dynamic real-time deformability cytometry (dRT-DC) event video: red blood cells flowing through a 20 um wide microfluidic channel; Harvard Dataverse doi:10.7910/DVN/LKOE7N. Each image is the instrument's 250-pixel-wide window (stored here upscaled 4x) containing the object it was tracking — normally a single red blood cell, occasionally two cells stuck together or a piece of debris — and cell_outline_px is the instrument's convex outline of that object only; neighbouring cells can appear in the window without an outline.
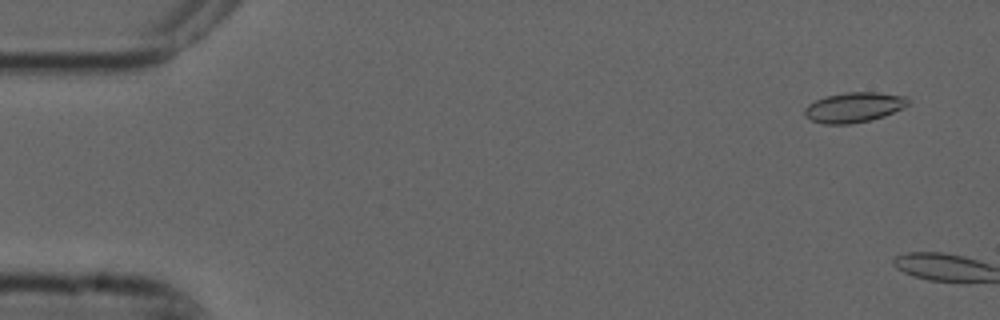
{"species": "common noctule bat (a hibernating species)", "species_latin": "Nyctalus noctula", "temperature_condition": "cold", "stored_images_in_passage": 5, "camera_frame_rate_fps": 3000, "um_per_image_px": 0.085, "animal": {"sex": "male", "forearm_length_mm": 52.5}, "frame": {"image": 1, "passage_image": 2, "time_ms": 0.333, "image_size_px": [1000, 320], "cell_outline_px": [[908, 104], [904, 108], [884, 116], [852, 124], [824, 124], [812, 120], [804, 116], [804, 108], [808, 104], [824, 96], [844, 92], [876, 92], [904, 96], [908, 100]], "centroid_in_image_um": [72.55, 9.12], "position_along_channel_um": 12.4, "area_um2": 18.15}}